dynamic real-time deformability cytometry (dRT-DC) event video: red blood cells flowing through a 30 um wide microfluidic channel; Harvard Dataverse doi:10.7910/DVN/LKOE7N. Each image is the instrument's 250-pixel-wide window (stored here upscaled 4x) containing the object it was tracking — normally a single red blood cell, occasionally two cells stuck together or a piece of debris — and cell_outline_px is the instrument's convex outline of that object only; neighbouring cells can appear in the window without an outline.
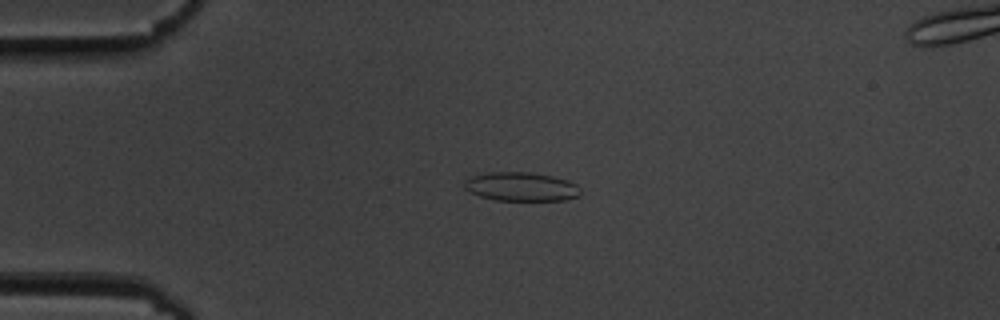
{"species": "common noctule bat (a hibernating species)", "species_latin": "Nyctalus noctula", "temperature_condition": "cold", "stored_images_in_passage": 55, "camera_frame_rate_fps": 3000, "um_per_image_px": 0.085, "animal": {"sex": "male", "body_mass_g": 19.5, "forearm_length_mm": 54.6}, "frame": {"image": 1, "passage_image": 13, "time_ms": 4.0, "image_size_px": [1000, 320], "cell_outline_px": [[580, 196], [564, 200], [496, 200], [480, 196], [464, 188], [464, 180], [472, 176], [488, 172], [528, 172], [552, 176], [568, 180], [576, 184], [580, 188]], "centroid_in_image_um": [44.31, 15.86], "position_along_channel_um": 40.7, "area_um2": 19.48}}
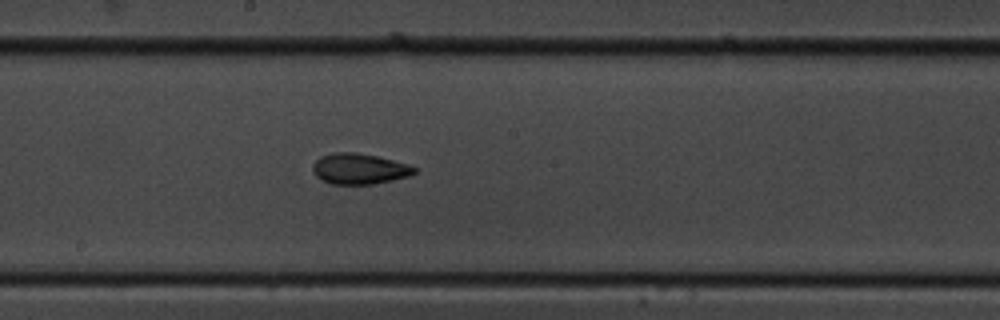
{"frame": {"image": 2, "passage_image": 30, "time_ms": 9.667, "image_size_px": [1000, 320], "cell_outline_px": [[416, 172], [412, 176], [372, 184], [332, 184], [320, 180], [312, 172], [312, 164], [320, 156], [332, 152], [356, 152], [376, 156], [408, 164], [416, 168]], "centroid_in_image_um": [30.51, 14.35], "position_along_channel_um": 217.7, "area_um2": 18.38}}
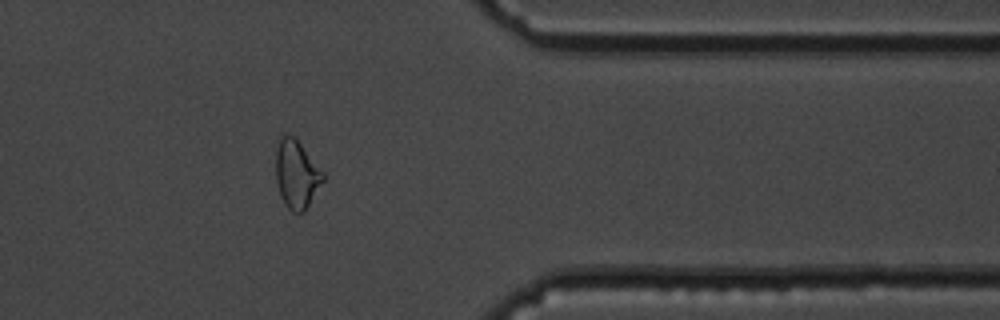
{"frame": {"image": 3, "passage_image": 45, "time_ms": 14.667, "image_size_px": [1000, 320], "cell_outline_px": [[324, 180], [304, 212], [292, 212], [284, 204], [280, 196], [276, 180], [276, 136], [292, 136], [300, 144], [324, 172]], "centroid_in_image_um": [25.18, 14.81], "position_along_channel_um": 386.2, "area_um2": 18.73}, "authors_computed_cell_mechanics": {"area_um2": 19.0162, "velocity_mm_per_s": 3.633, "shape_relaxation_time_tau1_ms": 3.7844, "shape_relaxation_time_tau2_ms": 1.9994, "deformation_change_tau1": 0.1292, "deformation_change_tau2": 0.0801}}